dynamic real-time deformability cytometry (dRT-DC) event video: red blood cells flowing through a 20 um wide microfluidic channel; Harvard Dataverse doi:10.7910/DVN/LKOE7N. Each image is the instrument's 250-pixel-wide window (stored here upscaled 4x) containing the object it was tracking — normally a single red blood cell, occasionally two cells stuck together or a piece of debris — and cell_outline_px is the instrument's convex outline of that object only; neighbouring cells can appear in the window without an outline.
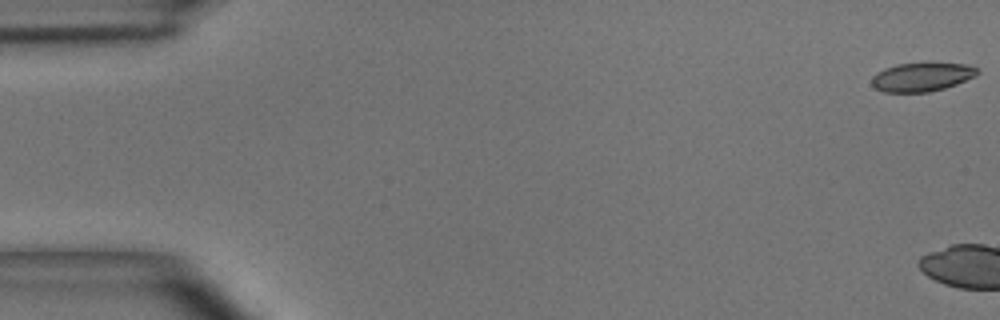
{"species": "common noctule bat (a hibernating species)", "species_latin": "Nyctalus noctula", "temperature_condition": "room temperature", "stored_images_in_passage": 4, "camera_frame_rate_fps": 3000, "um_per_image_px": 0.085, "animal": {"sex": "male", "body_mass_g": 15.6}, "frame": {"image": 1, "passage_image": 1, "time_ms": 0.0, "image_size_px": [1000, 320], "cell_outline_px": [[980, 72], [976, 76], [956, 84], [944, 88], [928, 92], [884, 92], [876, 88], [872, 84], [872, 76], [876, 72], [884, 68], [896, 64], [924, 60], [928, 60], [968, 64], [976, 68]], "centroid_in_image_um": [78.38, 6.48], "position_along_channel_um": 6.6, "area_um2": 18.55}}